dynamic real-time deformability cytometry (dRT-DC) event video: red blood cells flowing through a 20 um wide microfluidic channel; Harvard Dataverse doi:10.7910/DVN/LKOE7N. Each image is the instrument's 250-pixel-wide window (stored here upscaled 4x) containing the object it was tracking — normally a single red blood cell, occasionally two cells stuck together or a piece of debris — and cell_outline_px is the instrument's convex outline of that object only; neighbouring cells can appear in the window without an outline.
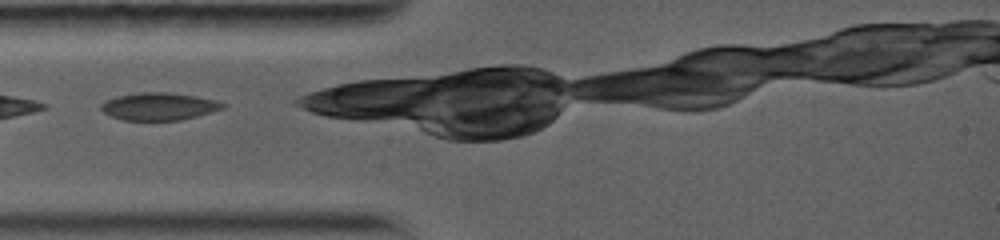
{"species": "common noctule bat (a hibernating species)", "species_latin": "Nyctalus noctula", "temperature_condition": "warm", "stored_images_in_passage": 6, "camera_frame_rate_fps": 5000, "um_per_image_px": 0.085, "animal": {"sex": "female", "body_mass_g": 19.0, "forearm_length_mm": 56.7}, "frame": {"image": 1, "passage_image": 1, "time_ms": 0.0, "image_size_px": [1000, 240], "cell_outline_px": [[228, 104], [224, 108], [196, 116], [180, 120], [124, 120], [112, 116], [104, 112], [100, 108], [100, 104], [116, 96], [140, 92], [164, 92], [196, 96], [216, 100]], "centroid_in_image_um": [13.52, 9.04], "position_along_channel_um": 71.5, "area_um2": 19.36}}